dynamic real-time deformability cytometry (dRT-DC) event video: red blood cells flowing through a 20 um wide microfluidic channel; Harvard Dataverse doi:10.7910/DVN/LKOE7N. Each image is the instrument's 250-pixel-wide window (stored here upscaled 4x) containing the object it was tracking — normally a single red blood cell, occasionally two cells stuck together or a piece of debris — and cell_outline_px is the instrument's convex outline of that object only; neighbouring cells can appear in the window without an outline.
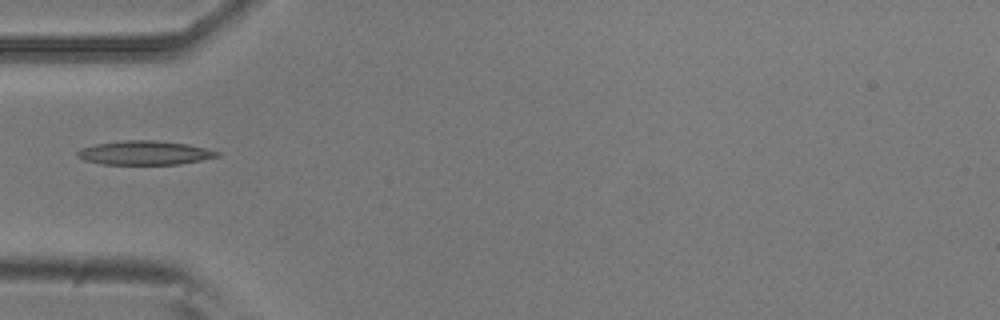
{"species": "common noctule bat (a hibernating species)", "species_latin": "Nyctalus noctula", "temperature_condition": "room temperature", "stored_images_in_passage": 8, "camera_frame_rate_fps": 3000, "um_per_image_px": 0.085, "animal": {"sex": "male", "body_mass_g": 20.5, "forearm_length_mm": 52.5}, "frame": {"image": 1, "passage_image": 4, "time_ms": 1.0, "image_size_px": [1000, 320], "cell_outline_px": [[220, 156], [180, 164], [100, 164], [84, 160], [76, 156], [76, 152], [80, 148], [96, 144], [124, 140], [156, 140], [188, 144], [220, 152]], "centroid_in_image_um": [12.26, 12.99], "position_along_channel_um": 72.7, "area_um2": 19.54}}
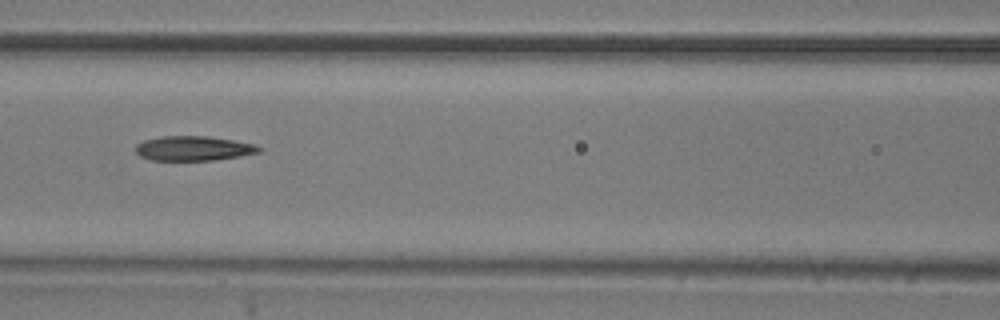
{"frame": {"image": 2, "passage_image": 6, "time_ms": 1.667, "image_size_px": [1000, 320], "cell_outline_px": [[264, 148], [260, 152], [240, 156], [216, 160], [152, 160], [140, 156], [136, 152], [136, 144], [144, 140], [164, 136], [208, 136], [232, 140], [252, 144]], "centroid_in_image_um": [16.45, 12.61], "position_along_channel_um": 150.1, "area_um2": 17.63}}
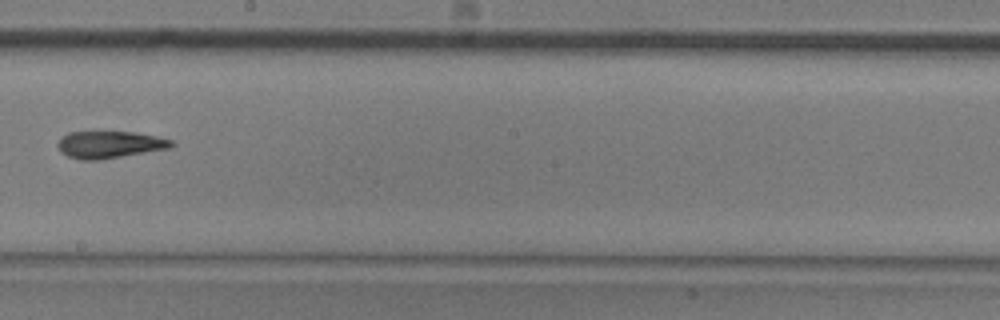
{"frame": {"image": 3, "passage_image": 8, "time_ms": 2.333, "image_size_px": [1000, 320], "cell_outline_px": [[176, 144], [172, 148], [96, 160], [80, 160], [68, 156], [60, 152], [56, 144], [68, 132], [136, 132], [156, 136], [172, 140]], "centroid_in_image_um": [9.34, 12.29], "position_along_channel_um": 238.9, "area_um2": 17.92}}